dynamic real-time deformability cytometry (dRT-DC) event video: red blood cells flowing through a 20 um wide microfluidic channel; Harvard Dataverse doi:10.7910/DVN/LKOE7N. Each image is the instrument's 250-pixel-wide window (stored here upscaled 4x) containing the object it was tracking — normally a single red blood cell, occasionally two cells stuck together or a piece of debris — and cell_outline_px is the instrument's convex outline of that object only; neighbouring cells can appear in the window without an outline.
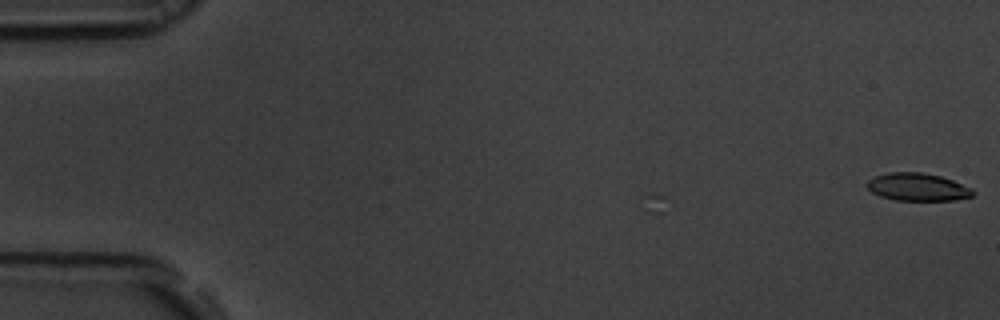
{"species": "common noctule bat (a hibernating species)", "species_latin": "Nyctalus noctula", "temperature_condition": "room temperature", "stored_images_in_passage": 7, "camera_frame_rate_fps": 3000, "um_per_image_px": 0.085, "animal": {"sex": "male", "body_mass_g": 19.5, "forearm_length_mm": 54.6}, "frame": {"image": 1, "passage_image": 1, "time_ms": 0.0, "image_size_px": [1000, 320], "cell_outline_px": [[976, 192], [972, 196], [956, 200], [896, 200], [880, 196], [872, 192], [868, 188], [868, 180], [876, 176], [888, 172], [924, 172], [940, 176], [952, 180], [972, 188]], "centroid_in_image_um": [78.03, 15.89], "position_along_channel_um": 7.0, "area_um2": 17.05}}